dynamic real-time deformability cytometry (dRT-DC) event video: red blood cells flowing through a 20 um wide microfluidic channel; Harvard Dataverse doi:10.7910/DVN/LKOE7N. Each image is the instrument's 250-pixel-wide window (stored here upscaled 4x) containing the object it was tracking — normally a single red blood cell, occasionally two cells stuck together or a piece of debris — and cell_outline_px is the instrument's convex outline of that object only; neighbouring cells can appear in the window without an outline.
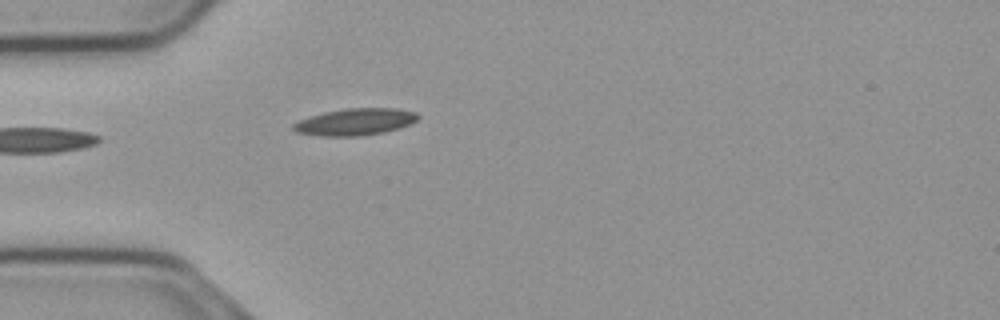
{"species": "common noctule bat (a hibernating species)", "species_latin": "Nyctalus noctula", "temperature_condition": "cold", "stored_images_in_passage": 5, "camera_frame_rate_fps": 3000, "um_per_image_px": 0.085, "animal": {"sex": "male", "body_mass_g": 23.1, "forearm_length_mm": 52.7}, "frame": {"image": 1, "passage_image": 1, "time_ms": 0.0, "image_size_px": [1000, 320], "cell_outline_px": [[420, 116], [412, 124], [400, 128], [384, 132], [360, 136], [320, 136], [296, 132], [292, 128], [292, 124], [300, 120], [324, 112], [344, 108], [396, 108], [416, 112]], "centroid_in_image_um": [30.22, 10.36], "position_along_channel_um": 54.8, "area_um2": 19.59}}